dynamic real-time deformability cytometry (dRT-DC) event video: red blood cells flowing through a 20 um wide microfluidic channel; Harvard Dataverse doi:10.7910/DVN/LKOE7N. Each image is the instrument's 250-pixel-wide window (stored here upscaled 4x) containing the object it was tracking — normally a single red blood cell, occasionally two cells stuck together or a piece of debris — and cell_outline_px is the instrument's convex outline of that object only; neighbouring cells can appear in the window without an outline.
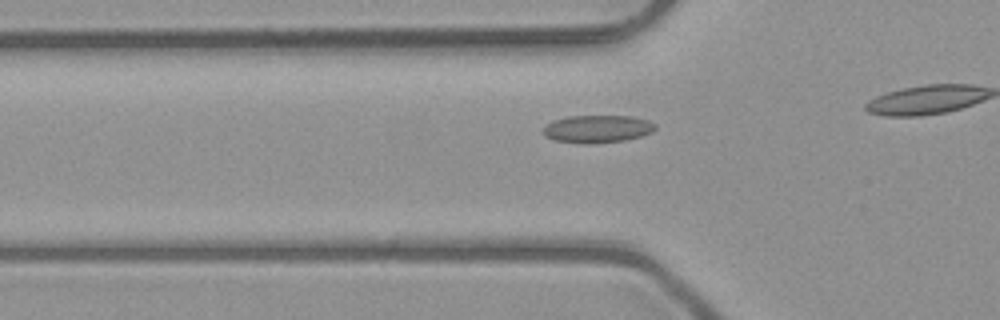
{"species": "common noctule bat (a hibernating species)", "species_latin": "Nyctalus noctula", "temperature_condition": "room temperature", "stored_images_in_passage": 8, "camera_frame_rate_fps": 3000, "um_per_image_px": 0.085, "animal": {"sex": "male", "body_mass_g": 23.1, "forearm_length_mm": 52.7}, "frame": {"image": 1, "passage_image": 3, "time_ms": 0.667, "image_size_px": [1000, 320], "cell_outline_px": [[656, 128], [652, 132], [640, 136], [624, 140], [588, 144], [584, 144], [556, 140], [544, 136], [544, 124], [552, 120], [568, 116], [632, 116], [648, 120], [656, 124]], "centroid_in_image_um": [50.76, 10.95], "position_along_channel_um": 75.0, "area_um2": 18.09}}
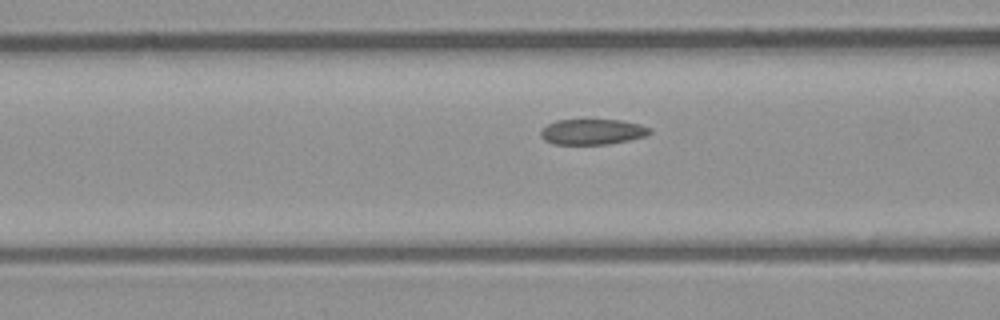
{"frame": {"image": 2, "passage_image": 6, "time_ms": 1.667, "image_size_px": [1000, 320], "cell_outline_px": [[652, 132], [648, 136], [608, 144], [552, 144], [544, 140], [540, 136], [540, 132], [548, 124], [556, 120], [620, 120], [640, 124], [652, 128]], "centroid_in_image_um": [50.38, 11.2], "position_along_channel_um": 116.2, "area_um2": 16.3}}